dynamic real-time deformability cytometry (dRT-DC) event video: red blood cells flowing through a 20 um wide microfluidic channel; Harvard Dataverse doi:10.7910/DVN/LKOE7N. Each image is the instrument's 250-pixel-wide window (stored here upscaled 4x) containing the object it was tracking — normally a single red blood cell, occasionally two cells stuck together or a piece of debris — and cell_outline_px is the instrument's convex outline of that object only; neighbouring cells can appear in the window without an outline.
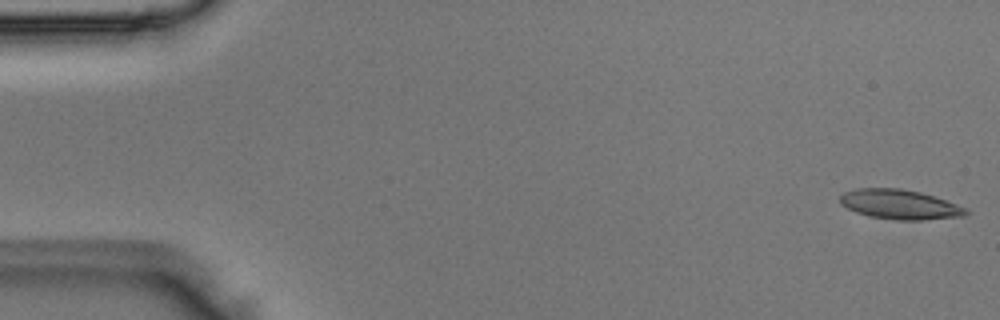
{"species": "Egyptian fruit bat (a non-hibernating species)", "species_latin": "Rousettus aegyptiacus", "temperature_condition": "room temperature", "stored_images_in_passage": 3, "camera_frame_rate_fps": 3000, "um_per_image_px": 0.085, "animal": {"sex": "male"}, "frame": {"image": 1, "passage_image": 1, "time_ms": 0.0, "image_size_px": [1000, 320], "cell_outline_px": [[968, 212], [964, 216], [920, 220], [896, 220], [868, 216], [856, 212], [840, 204], [840, 196], [844, 192], [856, 188], [900, 188], [920, 192], [968, 208]], "centroid_in_image_um": [76.45, 17.38], "position_along_channel_um": 8.5, "area_um2": 21.68}}